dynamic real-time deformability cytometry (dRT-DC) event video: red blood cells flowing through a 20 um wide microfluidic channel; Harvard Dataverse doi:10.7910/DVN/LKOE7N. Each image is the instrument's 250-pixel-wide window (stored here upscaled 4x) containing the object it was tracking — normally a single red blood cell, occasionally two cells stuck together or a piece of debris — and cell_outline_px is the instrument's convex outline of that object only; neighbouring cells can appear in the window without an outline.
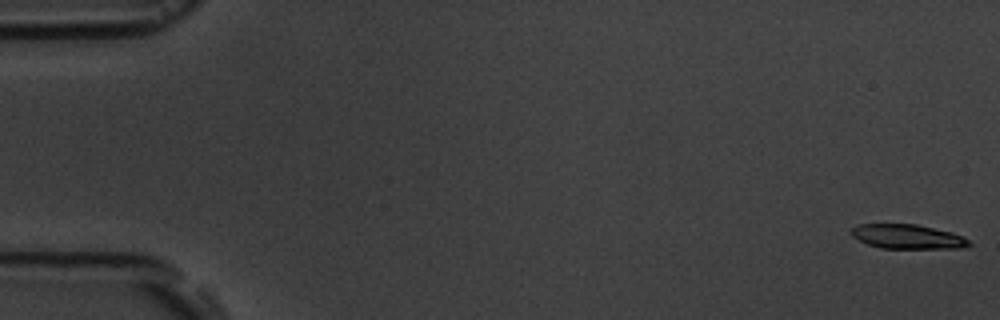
{"species": "common noctule bat (a hibernating species)", "species_latin": "Nyctalus noctula", "temperature_condition": "room temperature", "stored_images_in_passage": 7, "camera_frame_rate_fps": 3000, "um_per_image_px": 0.085, "animal": {"sex": "male", "body_mass_g": 19.5, "forearm_length_mm": 54.6}, "frame": {"image": 1, "passage_image": 1, "time_ms": 0.0, "image_size_px": [1000, 320], "cell_outline_px": [[972, 244], [960, 248], [880, 248], [868, 244], [852, 236], [848, 232], [852, 228], [860, 224], [916, 224], [952, 232], [964, 236]], "centroid_in_image_um": [77.14, 20.11], "position_along_channel_um": 7.9, "area_um2": 16.7}}
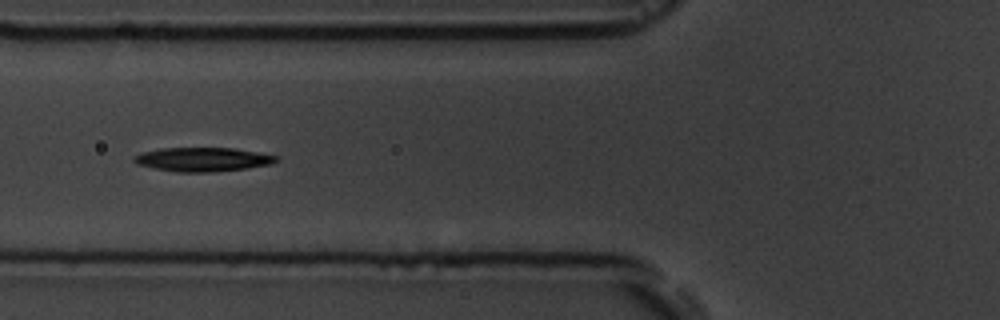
{"frame": {"image": 2, "passage_image": 6, "time_ms": 6.667, "image_size_px": [1000, 320], "cell_outline_px": [[280, 160], [272, 164], [248, 168], [212, 172], [176, 172], [152, 168], [136, 164], [132, 160], [132, 156], [140, 152], [160, 148], [232, 148], [280, 156]], "centroid_in_image_um": [17.21, 13.55], "position_along_channel_um": 108.6, "area_um2": 20.17}}
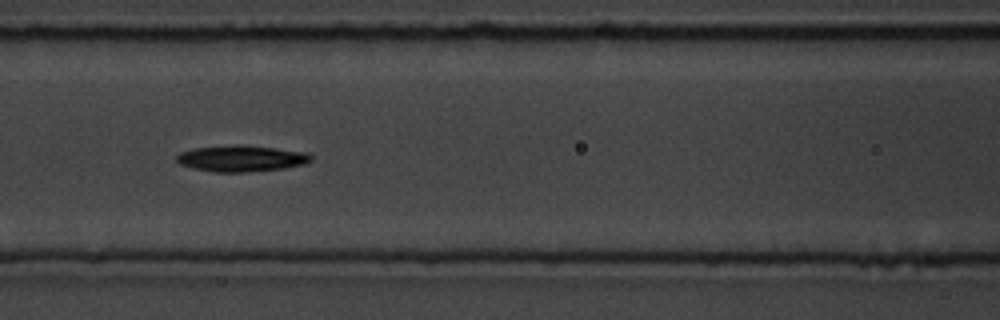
{"frame": {"image": 3, "passage_image": 7, "time_ms": 7.667, "image_size_px": [1000, 320], "cell_outline_px": [[312, 160], [304, 164], [284, 168], [248, 172], [212, 172], [192, 168], [180, 164], [176, 160], [176, 156], [180, 152], [192, 148], [236, 144], [240, 144], [276, 148], [308, 152], [312, 156]], "centroid_in_image_um": [20.5, 13.46], "position_along_channel_um": 146.1, "area_um2": 20.81}}